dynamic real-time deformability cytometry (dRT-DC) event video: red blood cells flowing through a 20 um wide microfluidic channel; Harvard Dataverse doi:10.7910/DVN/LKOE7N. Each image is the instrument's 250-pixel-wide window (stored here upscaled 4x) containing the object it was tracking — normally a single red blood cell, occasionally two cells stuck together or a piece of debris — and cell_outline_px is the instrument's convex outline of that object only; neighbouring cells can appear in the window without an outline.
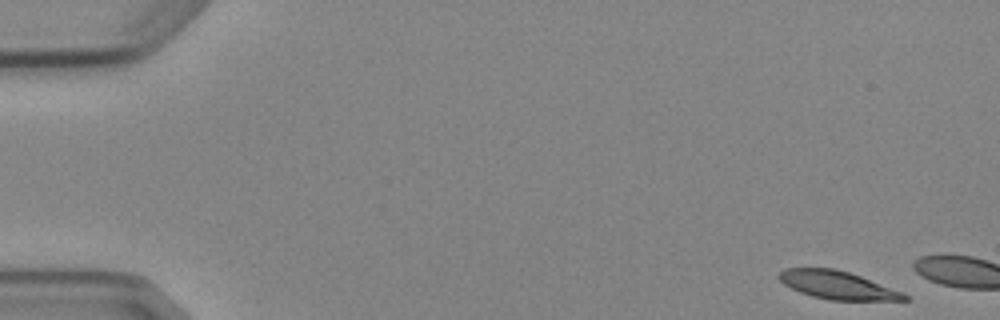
{"species": "Egyptian fruit bat (a non-hibernating species)", "species_latin": "Rousettus aegyptiacus", "temperature_condition": "cold", "stored_images_in_passage": 3, "camera_frame_rate_fps": 3000, "um_per_image_px": 0.085, "animal": {"sex": "female"}, "frame": {"image": 1, "passage_image": 1, "time_ms": 0.0, "image_size_px": [1000, 320], "cell_outline_px": [[912, 300], [828, 300], [812, 296], [800, 292], [784, 284], [776, 276], [784, 268], [832, 268], [848, 272], [860, 276], [900, 292], [908, 296]], "centroid_in_image_um": [71.13, 24.23], "position_along_channel_um": 13.9, "area_um2": 20.17}}